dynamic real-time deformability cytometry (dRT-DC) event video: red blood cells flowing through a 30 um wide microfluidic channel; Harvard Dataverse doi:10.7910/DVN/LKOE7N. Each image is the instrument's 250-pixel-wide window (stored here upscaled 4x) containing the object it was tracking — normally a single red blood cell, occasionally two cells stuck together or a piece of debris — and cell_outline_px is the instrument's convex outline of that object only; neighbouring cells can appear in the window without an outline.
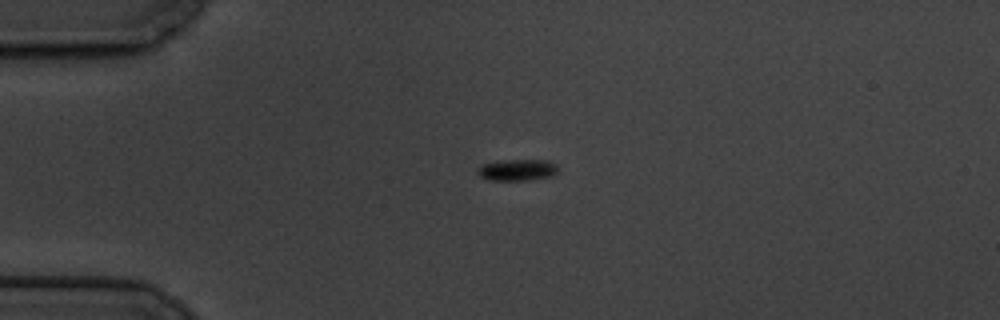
{"species": "common noctule bat (a hibernating species)", "species_latin": "Nyctalus noctula", "temperature_condition": "cold", "stored_images_in_passage": 5, "camera_frame_rate_fps": 3000, "um_per_image_px": 0.085, "animal": {"sex": "male", "body_mass_g": 19.5, "forearm_length_mm": 54.6}, "frame": {"image": 1, "passage_image": 4, "time_ms": 3.333, "image_size_px": [1000, 320], "cell_outline_px": [[556, 172], [552, 176], [528, 180], [488, 180], [480, 176], [476, 172], [480, 164], [500, 160], [548, 160], [556, 164]], "centroid_in_image_um": [43.92, 14.44], "position_along_channel_um": 41.1, "area_um2": 10.12}}